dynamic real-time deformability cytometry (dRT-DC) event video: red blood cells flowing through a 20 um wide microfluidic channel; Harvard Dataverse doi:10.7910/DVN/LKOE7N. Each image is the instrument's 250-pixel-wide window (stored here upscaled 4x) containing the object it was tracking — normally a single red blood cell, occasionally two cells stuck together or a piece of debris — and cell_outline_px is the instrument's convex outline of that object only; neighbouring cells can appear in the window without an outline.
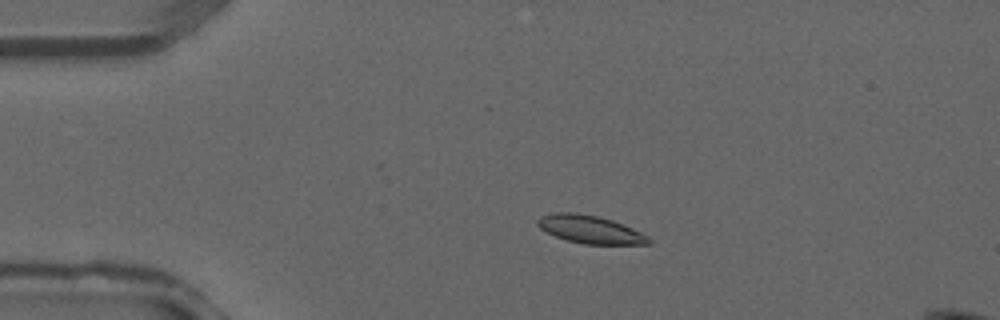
{"species": "common noctule bat (a hibernating species)", "species_latin": "Nyctalus noctula", "temperature_condition": "warm", "stored_images_in_passage": 18, "camera_frame_rate_fps": 3000, "um_per_image_px": 0.085, "animal": {"sex": "male", "forearm_length_mm": 52.5}, "frame": {"image": 1, "passage_image": 8, "time_ms": 2.333, "image_size_px": [1000, 320], "cell_outline_px": [[652, 244], [584, 244], [568, 240], [556, 236], [540, 228], [536, 224], [536, 220], [540, 216], [556, 212], [576, 212], [596, 216], [612, 220], [632, 228], [648, 236], [652, 240]], "centroid_in_image_um": [50.16, 19.49], "position_along_channel_um": 34.8, "area_um2": 17.98}}
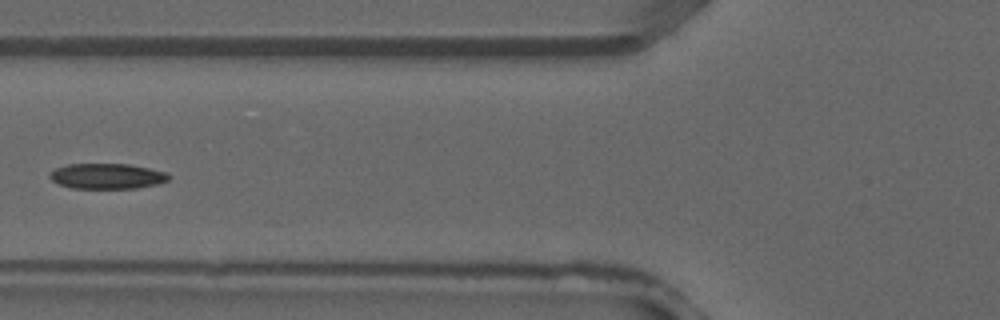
{"frame": {"image": 2, "passage_image": 15, "time_ms": 4.667, "image_size_px": [1000, 320], "cell_outline_px": [[172, 176], [168, 180], [156, 184], [136, 188], [72, 188], [60, 184], [52, 180], [48, 176], [56, 168], [68, 164], [128, 164], [168, 172]], "centroid_in_image_um": [9.13, 14.97], "position_along_channel_um": 116.7, "area_um2": 17.51}}